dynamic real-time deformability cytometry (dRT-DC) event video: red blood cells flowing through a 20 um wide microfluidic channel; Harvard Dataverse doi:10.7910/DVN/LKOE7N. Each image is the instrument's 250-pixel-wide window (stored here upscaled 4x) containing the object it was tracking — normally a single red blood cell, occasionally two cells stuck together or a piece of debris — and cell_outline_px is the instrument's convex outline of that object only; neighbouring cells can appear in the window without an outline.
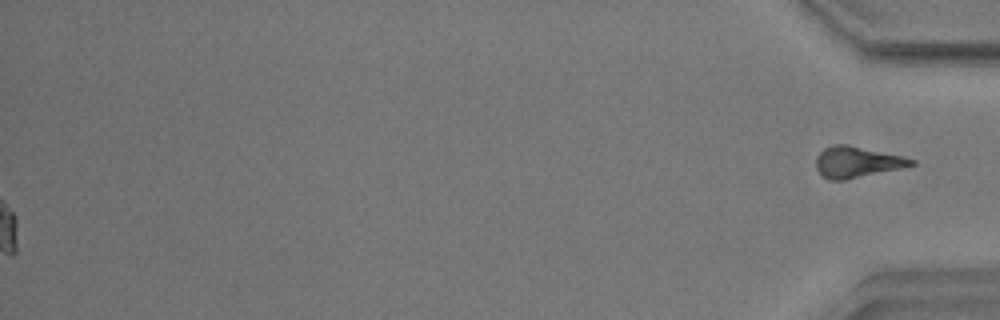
{"species": "common noctule bat (a hibernating species)", "species_latin": "Nyctalus noctula", "temperature_condition": "warm", "stored_images_in_passage": 56, "segment_of_instrument_passage": [2, 2], "camera_frame_rate_fps": 3000, "um_per_image_px": 0.085, "animal": {"sex": "male", "body_mass_g": 17.9}, "frame": {"image": 1, "passage_image": 56, "time_ms": 18.333, "image_size_px": [1000, 320], "cell_outline_px": [[916, 164], [900, 168], [844, 180], [828, 180], [816, 168], [816, 156], [824, 148], [832, 144], [848, 144], [904, 156], [916, 160]], "centroid_in_image_um": [72.84, 13.75], "position_along_channel_um": 362.4, "area_um2": 17.22}}